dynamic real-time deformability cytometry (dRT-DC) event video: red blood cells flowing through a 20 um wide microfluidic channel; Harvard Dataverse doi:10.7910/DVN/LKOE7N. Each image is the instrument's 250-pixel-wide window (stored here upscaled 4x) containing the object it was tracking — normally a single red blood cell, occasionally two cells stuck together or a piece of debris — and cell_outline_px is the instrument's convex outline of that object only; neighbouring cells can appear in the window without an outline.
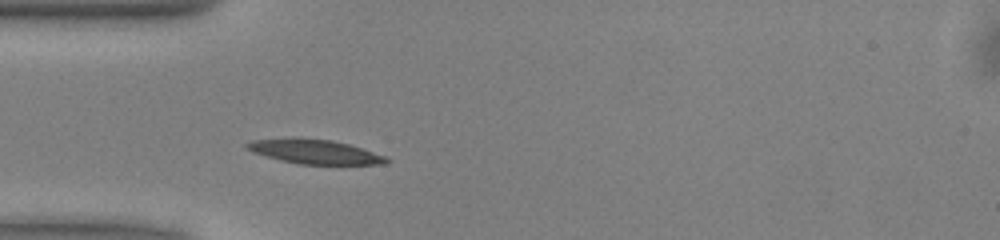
{"species": "common noctule bat (a hibernating species)", "species_latin": "Nyctalus noctula", "temperature_condition": "warm", "stored_images_in_passage": 37, "camera_frame_rate_fps": 3000, "um_per_image_px": 0.085, "animal": {"sex": "male", "body_mass_g": 13.0, "forearm_length_mm": 53.1}, "frame": {"image": 1, "passage_image": 1, "time_ms": 0.0, "image_size_px": [1000, 240], "cell_outline_px": [[392, 160], [384, 164], [300, 164], [280, 160], [252, 152], [244, 148], [244, 144], [252, 140], [292, 136], [332, 140], [348, 144], [384, 156]], "centroid_in_image_um": [26.65, 12.87], "position_along_channel_um": 58.3, "area_um2": 20.0}}
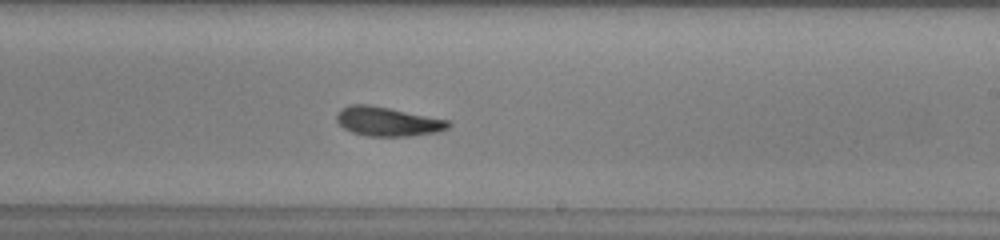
{"frame": {"image": 2, "passage_image": 16, "time_ms": 5.0, "image_size_px": [1000, 240], "cell_outline_px": [[452, 124], [448, 128], [440, 132], [412, 136], [368, 136], [352, 132], [344, 128], [336, 120], [336, 112], [340, 108], [352, 104], [368, 104], [448, 120]], "centroid_in_image_um": [32.94, 10.33], "position_along_channel_um": 256.1, "area_um2": 19.02}}
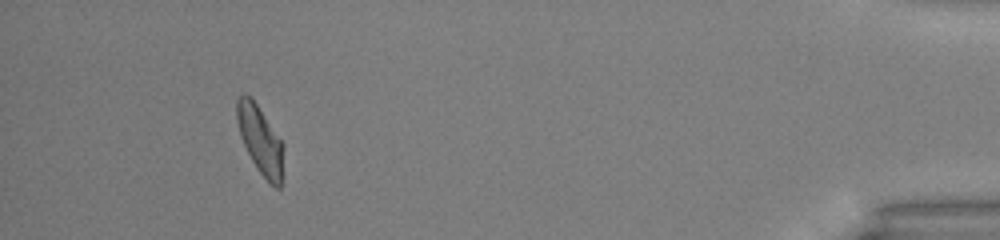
{"frame": {"image": 3, "passage_image": 33, "time_ms": 10.667, "image_size_px": [1000, 240], "cell_outline_px": [[284, 176], [280, 188], [276, 188], [256, 168], [240, 136], [236, 120], [236, 100], [244, 92], [252, 96], [284, 144]], "centroid_in_image_um": [22.15, 11.88], "position_along_channel_um": 413.1, "area_um2": 18.96}, "authors_computed_cell_mechanics": {"area_um2": 18.9006, "velocity_mm_per_s": 4.0254, "shape_relaxation_time_tau1_ms": 5.2863, "shape_relaxation_time_tau2_ms": 4.3509, "deformation_change_tau1": 0.1697, "deformation_change_tau2": 0.1174}}